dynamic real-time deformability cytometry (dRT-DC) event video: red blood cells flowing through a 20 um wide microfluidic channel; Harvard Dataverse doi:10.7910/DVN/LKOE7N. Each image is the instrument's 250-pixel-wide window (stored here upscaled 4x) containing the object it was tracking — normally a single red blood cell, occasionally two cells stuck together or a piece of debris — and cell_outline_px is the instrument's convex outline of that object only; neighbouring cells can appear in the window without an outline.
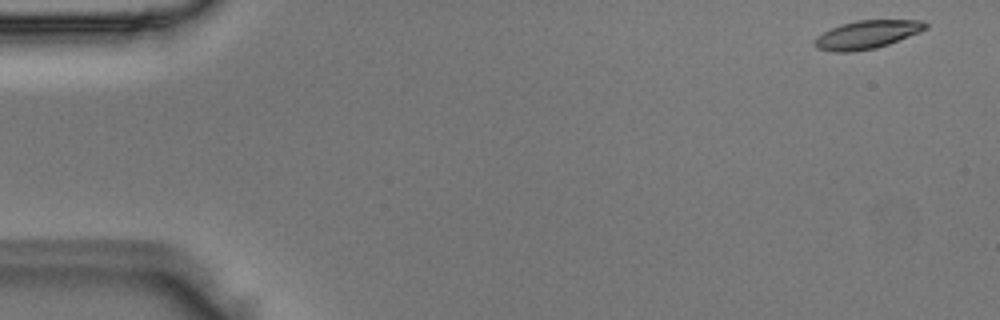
{"species": "Egyptian fruit bat (a non-hibernating species)", "species_latin": "Rousettus aegyptiacus", "temperature_condition": "room temperature", "stored_images_in_passage": 6, "camera_frame_rate_fps": 3000, "um_per_image_px": 0.085, "animal": {"sex": "male"}, "frame": {"image": 1, "passage_image": 1, "time_ms": 0.0, "image_size_px": [1000, 320], "cell_outline_px": [[928, 28], [920, 32], [888, 44], [876, 48], [852, 52], [836, 52], [816, 48], [812, 44], [812, 40], [816, 36], [832, 28], [856, 20], [920, 20], [928, 24]], "centroid_in_image_um": [73.67, 2.95], "position_along_channel_um": 11.3, "area_um2": 18.26}}
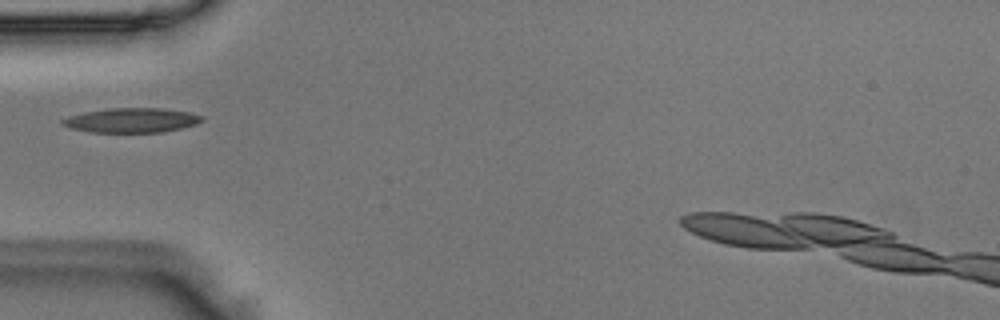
{"frame": {"image": 2, "passage_image": 5, "time_ms": 1.333, "image_size_px": [1000, 320], "cell_outline_px": [[204, 120], [196, 124], [180, 128], [160, 132], [92, 132], [68, 128], [60, 124], [60, 120], [68, 116], [84, 112], [112, 108], [160, 108], [188, 112], [204, 116]], "centroid_in_image_um": [11.15, 10.22], "position_along_channel_um": 73.9, "area_um2": 19.94}}
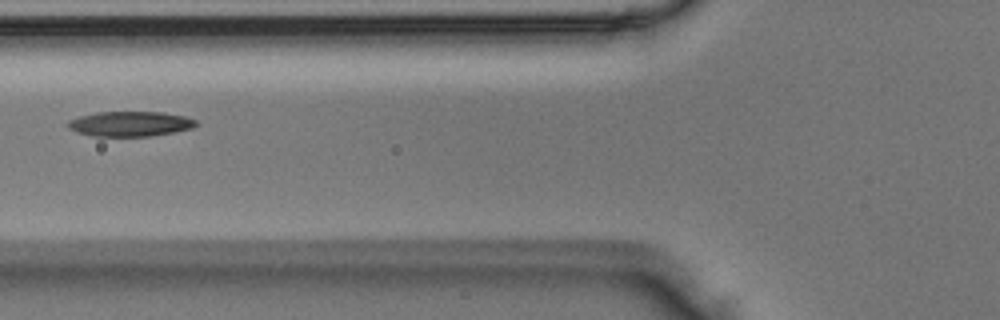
{"frame": {"image": 3, "passage_image": 6, "time_ms": 1.667, "image_size_px": [1000, 320], "cell_outline_px": [[200, 124], [192, 128], [152, 136], [92, 136], [76, 132], [68, 128], [64, 124], [68, 120], [80, 116], [96, 112], [160, 112], [184, 116], [196, 120]], "centroid_in_image_um": [11.02, 10.53], "position_along_channel_um": 114.8, "area_um2": 18.79}}